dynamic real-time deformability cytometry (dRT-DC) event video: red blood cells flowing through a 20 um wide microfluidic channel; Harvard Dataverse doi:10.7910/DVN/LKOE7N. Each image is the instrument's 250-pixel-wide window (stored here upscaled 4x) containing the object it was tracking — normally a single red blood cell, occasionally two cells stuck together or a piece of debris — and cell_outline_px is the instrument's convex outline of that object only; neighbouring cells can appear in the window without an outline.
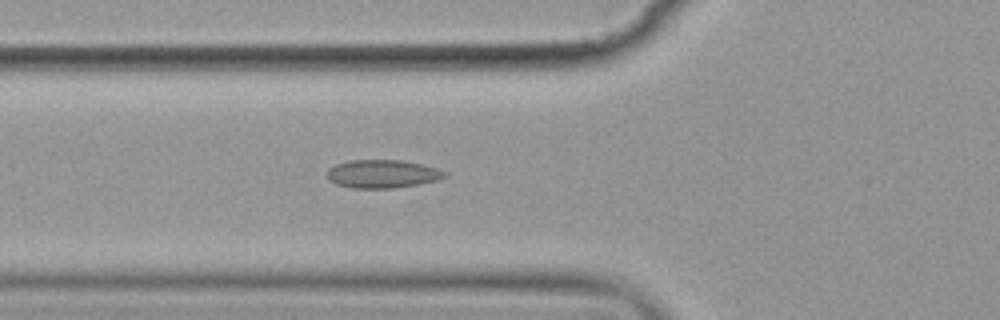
{"species": "common noctule bat (a hibernating species)", "species_latin": "Nyctalus noctula", "temperature_condition": "cold", "stored_images_in_passage": 3, "camera_frame_rate_fps": 3000, "um_per_image_px": 0.085, "animal": {"sex": "female", "body_mass_g": 19.9}, "frame": {"image": 1, "passage_image": 3, "time_ms": 2.333, "image_size_px": [1000, 320], "cell_outline_px": [[448, 176], [436, 180], [416, 184], [392, 188], [352, 188], [336, 184], [328, 180], [328, 168], [336, 164], [348, 160], [400, 160], [420, 164], [436, 168], [448, 172]], "centroid_in_image_um": [32.48, 14.78], "position_along_channel_um": 93.3, "area_um2": 19.25}}